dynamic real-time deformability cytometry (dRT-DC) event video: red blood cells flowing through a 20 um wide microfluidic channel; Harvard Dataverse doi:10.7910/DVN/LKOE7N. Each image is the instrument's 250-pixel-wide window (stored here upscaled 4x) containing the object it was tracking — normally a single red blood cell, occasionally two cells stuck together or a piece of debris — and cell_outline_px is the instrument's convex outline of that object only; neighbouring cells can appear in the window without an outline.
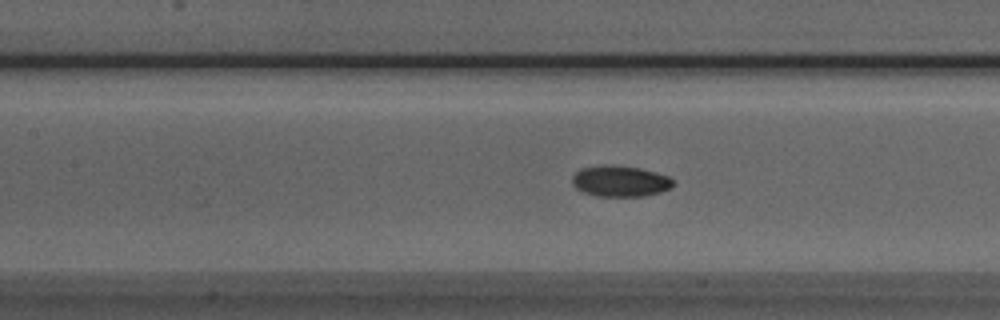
{"species": "Egyptian fruit bat (a non-hibernating species)", "species_latin": "Rousettus aegyptiacus", "temperature_condition": "room temperature", "stored_images_in_passage": 51, "camera_frame_rate_fps": 3000, "um_per_image_px": 0.085, "animal": {"sex": "male"}, "frame": {"image": 1, "passage_image": 22, "time_ms": 7.0, "image_size_px": [1000, 320], "cell_outline_px": [[676, 184], [660, 192], [644, 196], [596, 196], [584, 192], [576, 188], [572, 184], [572, 176], [580, 168], [604, 164], [612, 164], [640, 168], [656, 172], [668, 176]], "centroid_in_image_um": [52.69, 15.38], "position_along_channel_um": 154.7, "area_um2": 18.38}}
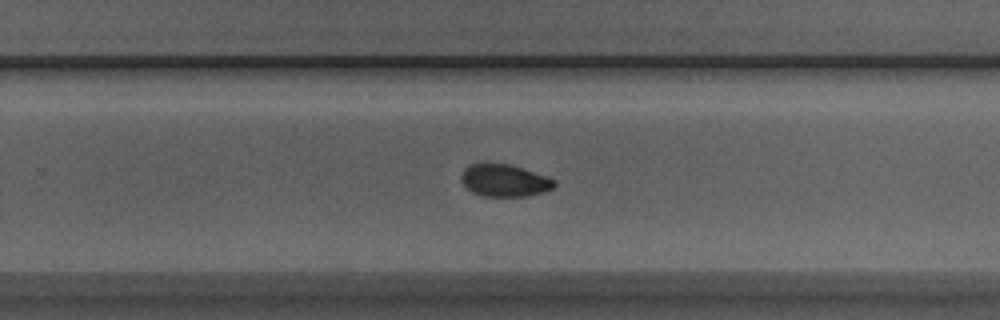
{"frame": {"image": 2, "passage_image": 32, "time_ms": 10.333, "image_size_px": [1000, 320], "cell_outline_px": [[556, 184], [552, 188], [544, 192], [528, 196], [484, 196], [472, 192], [460, 180], [460, 176], [464, 168], [468, 164], [480, 160], [508, 164], [548, 176], [556, 180]], "centroid_in_image_um": [42.83, 15.3], "position_along_channel_um": 287.0, "area_um2": 18.03}}
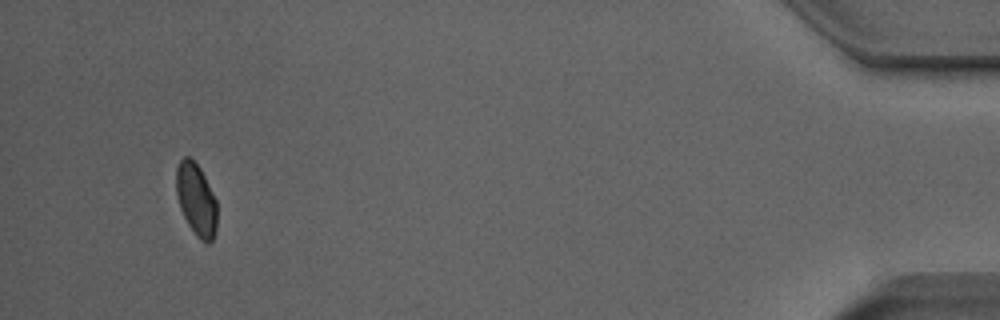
{"frame": {"image": 3, "passage_image": 48, "time_ms": 15.667, "image_size_px": [1000, 320], "cell_outline_px": [[216, 232], [212, 240], [208, 244], [204, 244], [196, 236], [188, 224], [180, 208], [176, 196], [176, 168], [180, 160], [184, 156], [188, 156], [200, 168], [216, 200]], "centroid_in_image_um": [16.67, 16.99], "position_along_channel_um": 418.5, "area_um2": 17.22}, "authors_computed_cell_mechanics": {"area_um2": 17.7446, "velocity_mm_per_s": 3.984, "shape_relaxation_time_tau1_ms": 2.6807, "shape_relaxation_time_tau2_ms": 3.0541, "deformation_change_tau1": 0.0705, "deformation_change_tau2": 0.0542}}